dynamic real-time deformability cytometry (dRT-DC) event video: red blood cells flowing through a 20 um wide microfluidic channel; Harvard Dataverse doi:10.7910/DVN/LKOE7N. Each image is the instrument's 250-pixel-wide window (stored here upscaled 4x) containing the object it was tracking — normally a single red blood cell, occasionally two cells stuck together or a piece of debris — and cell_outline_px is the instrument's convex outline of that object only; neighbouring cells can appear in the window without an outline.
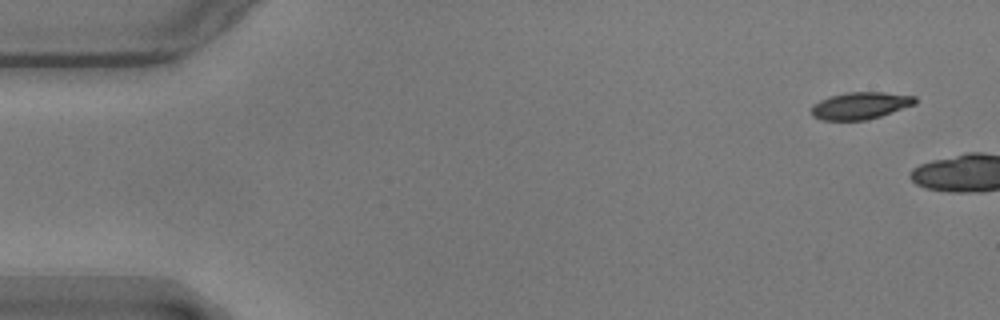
{"species": "common noctule bat (a hibernating species)", "species_latin": "Nyctalus noctula", "temperature_condition": "warm", "stored_images_in_passage": 4, "camera_frame_rate_fps": 3000, "um_per_image_px": 0.085, "animal": {"sex": "male", "body_mass_g": 17.9}, "frame": {"image": 1, "passage_image": 1, "time_ms": 0.0, "image_size_px": [1000, 320], "cell_outline_px": [[916, 104], [868, 120], [820, 120], [812, 116], [812, 108], [820, 100], [832, 96], [848, 92], [884, 92], [916, 96]], "centroid_in_image_um": [73.16, 8.98], "position_along_channel_um": 11.8, "area_um2": 16.24}}